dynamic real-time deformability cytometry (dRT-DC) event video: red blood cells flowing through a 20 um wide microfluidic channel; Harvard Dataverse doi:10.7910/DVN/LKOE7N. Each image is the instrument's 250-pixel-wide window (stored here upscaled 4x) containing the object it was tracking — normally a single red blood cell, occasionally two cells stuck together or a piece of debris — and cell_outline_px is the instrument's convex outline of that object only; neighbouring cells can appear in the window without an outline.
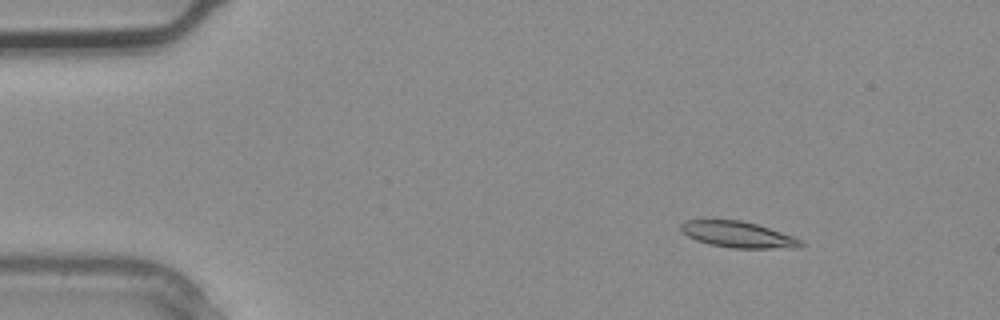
{"species": "common noctule bat (a hibernating species)", "species_latin": "Nyctalus noctula", "temperature_condition": "warm", "stored_images_in_passage": 3, "camera_frame_rate_fps": 3000, "um_per_image_px": 0.085, "animal": {"sex": "male", "body_mass_g": 20.4}, "frame": {"image": 1, "passage_image": 1, "time_ms": 0.0, "image_size_px": [1000, 320], "cell_outline_px": [[804, 244], [796, 248], [732, 248], [708, 244], [696, 240], [680, 232], [680, 224], [688, 220], [740, 220], [756, 224], [792, 236], [800, 240]], "centroid_in_image_um": [62.68, 19.94], "position_along_channel_um": 22.3, "area_um2": 18.09}}